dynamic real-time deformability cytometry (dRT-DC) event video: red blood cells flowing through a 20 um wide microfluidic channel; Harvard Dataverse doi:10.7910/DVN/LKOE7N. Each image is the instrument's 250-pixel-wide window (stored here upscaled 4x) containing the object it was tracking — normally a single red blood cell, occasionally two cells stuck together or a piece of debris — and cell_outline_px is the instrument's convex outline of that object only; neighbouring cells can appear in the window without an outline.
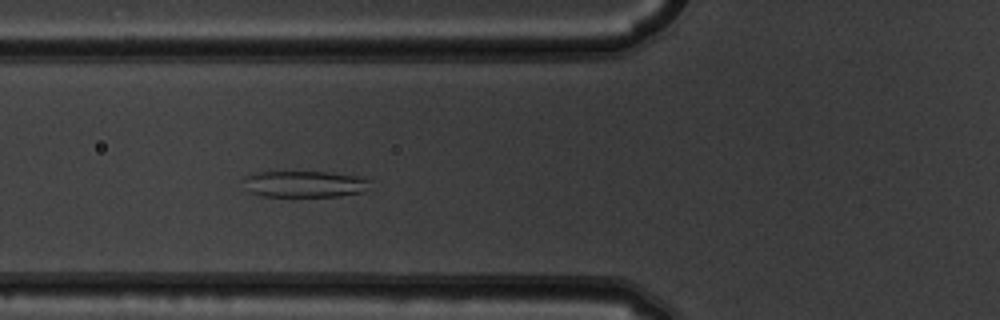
{"species": "common noctule bat (a hibernating species)", "species_latin": "Nyctalus noctula", "temperature_condition": "warm", "stored_images_in_passage": 6, "camera_frame_rate_fps": 3000, "um_per_image_px": 0.085, "animal": {"sex": "male", "body_mass_g": 19.5, "forearm_length_mm": 54.6}, "frame": {"image": 1, "passage_image": 6, "time_ms": 1.667, "image_size_px": [1000, 320], "cell_outline_px": [[372, 180], [364, 192], [340, 196], [264, 196], [248, 192], [244, 180], [244, 176], [252, 172], [332, 172], [356, 176]], "centroid_in_image_um": [25.89, 15.64], "position_along_channel_um": 99.9, "area_um2": 19.59}}